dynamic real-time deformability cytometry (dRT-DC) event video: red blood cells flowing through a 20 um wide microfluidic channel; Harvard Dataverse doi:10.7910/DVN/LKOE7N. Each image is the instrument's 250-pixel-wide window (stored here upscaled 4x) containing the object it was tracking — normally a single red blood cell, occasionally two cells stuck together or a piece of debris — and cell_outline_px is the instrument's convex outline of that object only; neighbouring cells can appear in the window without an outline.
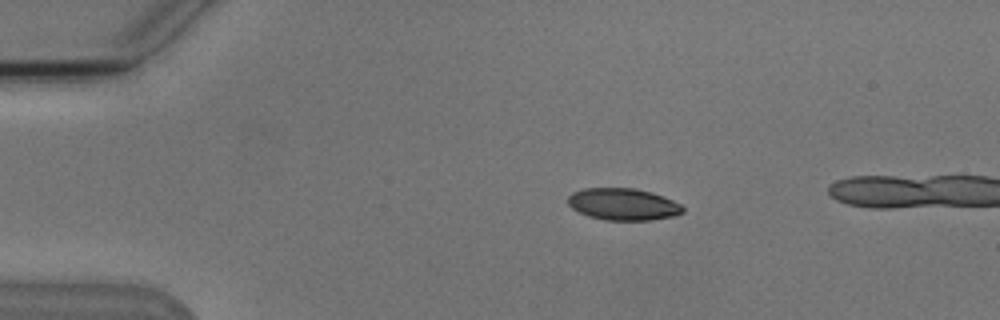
{"species": "Egyptian fruit bat (a non-hibernating species)", "species_latin": "Rousettus aegyptiacus", "temperature_condition": "cold", "stored_images_in_passage": 5, "camera_frame_rate_fps": 3000, "um_per_image_px": 0.085, "animal": {"sex": "male"}, "frame": {"image": 1, "passage_image": 2, "time_ms": 1.333, "image_size_px": [1000, 320], "cell_outline_px": [[684, 212], [676, 216], [648, 220], [604, 220], [588, 216], [572, 208], [568, 204], [568, 196], [572, 192], [584, 188], [636, 188], [652, 192], [672, 200], [680, 204], [684, 208]], "centroid_in_image_um": [52.97, 17.36], "position_along_channel_um": 32.0, "area_um2": 21.44}}